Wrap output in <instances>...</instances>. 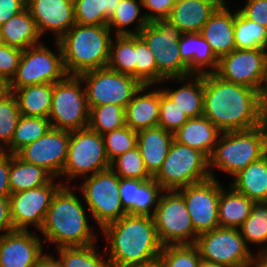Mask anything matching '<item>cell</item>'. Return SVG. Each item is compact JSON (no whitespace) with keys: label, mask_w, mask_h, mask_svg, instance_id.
Returning a JSON list of instances; mask_svg holds the SVG:
<instances>
[{"label":"cell","mask_w":267,"mask_h":267,"mask_svg":"<svg viewBox=\"0 0 267 267\" xmlns=\"http://www.w3.org/2000/svg\"><path fill=\"white\" fill-rule=\"evenodd\" d=\"M178 45L182 62L188 68V76L217 71L219 59L200 33H182ZM205 68L210 70H205Z\"/></svg>","instance_id":"603a6c76"},{"label":"cell","mask_w":267,"mask_h":267,"mask_svg":"<svg viewBox=\"0 0 267 267\" xmlns=\"http://www.w3.org/2000/svg\"><path fill=\"white\" fill-rule=\"evenodd\" d=\"M121 0H73L76 24L107 25Z\"/></svg>","instance_id":"d590c367"},{"label":"cell","mask_w":267,"mask_h":267,"mask_svg":"<svg viewBox=\"0 0 267 267\" xmlns=\"http://www.w3.org/2000/svg\"><path fill=\"white\" fill-rule=\"evenodd\" d=\"M0 41L22 51L41 43L36 22L27 7L0 27Z\"/></svg>","instance_id":"f1b7e54d"},{"label":"cell","mask_w":267,"mask_h":267,"mask_svg":"<svg viewBox=\"0 0 267 267\" xmlns=\"http://www.w3.org/2000/svg\"><path fill=\"white\" fill-rule=\"evenodd\" d=\"M166 80L177 81L181 84L184 83L176 90L169 88L162 89V87L161 90L173 100L189 118L203 116L204 74H192L180 78H166L163 83L166 82Z\"/></svg>","instance_id":"83f0119b"},{"label":"cell","mask_w":267,"mask_h":267,"mask_svg":"<svg viewBox=\"0 0 267 267\" xmlns=\"http://www.w3.org/2000/svg\"><path fill=\"white\" fill-rule=\"evenodd\" d=\"M160 257L166 267H199L201 260L199 249L195 244L163 246Z\"/></svg>","instance_id":"bcb514c9"},{"label":"cell","mask_w":267,"mask_h":267,"mask_svg":"<svg viewBox=\"0 0 267 267\" xmlns=\"http://www.w3.org/2000/svg\"><path fill=\"white\" fill-rule=\"evenodd\" d=\"M262 96L265 102L267 103V66H266V78H265L264 85H263Z\"/></svg>","instance_id":"91938a15"},{"label":"cell","mask_w":267,"mask_h":267,"mask_svg":"<svg viewBox=\"0 0 267 267\" xmlns=\"http://www.w3.org/2000/svg\"><path fill=\"white\" fill-rule=\"evenodd\" d=\"M265 155L267 156V138H266V142H265Z\"/></svg>","instance_id":"be15d7a7"},{"label":"cell","mask_w":267,"mask_h":267,"mask_svg":"<svg viewBox=\"0 0 267 267\" xmlns=\"http://www.w3.org/2000/svg\"><path fill=\"white\" fill-rule=\"evenodd\" d=\"M26 7L36 22L42 36L50 31L58 41L73 25V0H26Z\"/></svg>","instance_id":"d6986e66"},{"label":"cell","mask_w":267,"mask_h":267,"mask_svg":"<svg viewBox=\"0 0 267 267\" xmlns=\"http://www.w3.org/2000/svg\"><path fill=\"white\" fill-rule=\"evenodd\" d=\"M248 267H262V266H261L260 262L257 261L255 264L250 265V266H248Z\"/></svg>","instance_id":"6125c7cd"},{"label":"cell","mask_w":267,"mask_h":267,"mask_svg":"<svg viewBox=\"0 0 267 267\" xmlns=\"http://www.w3.org/2000/svg\"><path fill=\"white\" fill-rule=\"evenodd\" d=\"M229 8L227 1L224 0L200 31L218 59L236 49L234 14L230 12Z\"/></svg>","instance_id":"7402d4cb"},{"label":"cell","mask_w":267,"mask_h":267,"mask_svg":"<svg viewBox=\"0 0 267 267\" xmlns=\"http://www.w3.org/2000/svg\"><path fill=\"white\" fill-rule=\"evenodd\" d=\"M246 245H264L258 249L257 256L267 255V201L254 202L251 213L238 228Z\"/></svg>","instance_id":"e575fe53"},{"label":"cell","mask_w":267,"mask_h":267,"mask_svg":"<svg viewBox=\"0 0 267 267\" xmlns=\"http://www.w3.org/2000/svg\"><path fill=\"white\" fill-rule=\"evenodd\" d=\"M69 141L70 131L51 128L16 155L25 162L43 167L54 178H60L67 160Z\"/></svg>","instance_id":"ac0fdd59"},{"label":"cell","mask_w":267,"mask_h":267,"mask_svg":"<svg viewBox=\"0 0 267 267\" xmlns=\"http://www.w3.org/2000/svg\"><path fill=\"white\" fill-rule=\"evenodd\" d=\"M33 267H62V264L59 258H54L52 255L43 253Z\"/></svg>","instance_id":"11a10c76"},{"label":"cell","mask_w":267,"mask_h":267,"mask_svg":"<svg viewBox=\"0 0 267 267\" xmlns=\"http://www.w3.org/2000/svg\"><path fill=\"white\" fill-rule=\"evenodd\" d=\"M113 267H133L160 257L162 244L153 217L126 214L102 229Z\"/></svg>","instance_id":"7a4b0ae2"},{"label":"cell","mask_w":267,"mask_h":267,"mask_svg":"<svg viewBox=\"0 0 267 267\" xmlns=\"http://www.w3.org/2000/svg\"><path fill=\"white\" fill-rule=\"evenodd\" d=\"M203 116L221 132L247 130L267 120V103L258 90L204 74Z\"/></svg>","instance_id":"6da1fadb"},{"label":"cell","mask_w":267,"mask_h":267,"mask_svg":"<svg viewBox=\"0 0 267 267\" xmlns=\"http://www.w3.org/2000/svg\"><path fill=\"white\" fill-rule=\"evenodd\" d=\"M148 87L154 86L142 85L125 108L126 125L136 132L159 123L160 88L148 92Z\"/></svg>","instance_id":"cb8c5ba5"},{"label":"cell","mask_w":267,"mask_h":267,"mask_svg":"<svg viewBox=\"0 0 267 267\" xmlns=\"http://www.w3.org/2000/svg\"><path fill=\"white\" fill-rule=\"evenodd\" d=\"M54 180L55 178L34 189L10 194V214L14 230H30V226L38 230L42 228L48 208L57 190L62 185L70 186V183L66 184L65 182L56 184Z\"/></svg>","instance_id":"2e32d148"},{"label":"cell","mask_w":267,"mask_h":267,"mask_svg":"<svg viewBox=\"0 0 267 267\" xmlns=\"http://www.w3.org/2000/svg\"><path fill=\"white\" fill-rule=\"evenodd\" d=\"M195 245L202 259L225 267H248L259 259L246 245L238 228L217 227L199 234Z\"/></svg>","instance_id":"7c38bea8"},{"label":"cell","mask_w":267,"mask_h":267,"mask_svg":"<svg viewBox=\"0 0 267 267\" xmlns=\"http://www.w3.org/2000/svg\"><path fill=\"white\" fill-rule=\"evenodd\" d=\"M258 261L260 262L262 267H267V255L259 257Z\"/></svg>","instance_id":"94428289"},{"label":"cell","mask_w":267,"mask_h":267,"mask_svg":"<svg viewBox=\"0 0 267 267\" xmlns=\"http://www.w3.org/2000/svg\"><path fill=\"white\" fill-rule=\"evenodd\" d=\"M253 204V200L238 193L230 185L225 189L221 184L218 208L220 227L239 228L250 215Z\"/></svg>","instance_id":"4dcf8cb0"},{"label":"cell","mask_w":267,"mask_h":267,"mask_svg":"<svg viewBox=\"0 0 267 267\" xmlns=\"http://www.w3.org/2000/svg\"><path fill=\"white\" fill-rule=\"evenodd\" d=\"M111 33L107 25H73L58 40L68 76L107 67Z\"/></svg>","instance_id":"277c9868"},{"label":"cell","mask_w":267,"mask_h":267,"mask_svg":"<svg viewBox=\"0 0 267 267\" xmlns=\"http://www.w3.org/2000/svg\"><path fill=\"white\" fill-rule=\"evenodd\" d=\"M182 32L167 18L149 22L138 34L155 57L157 85L166 78L188 76V68L182 62L179 52V38Z\"/></svg>","instance_id":"8992f818"},{"label":"cell","mask_w":267,"mask_h":267,"mask_svg":"<svg viewBox=\"0 0 267 267\" xmlns=\"http://www.w3.org/2000/svg\"><path fill=\"white\" fill-rule=\"evenodd\" d=\"M119 187L120 177L111 168L89 175L81 183L83 200L100 230L127 214Z\"/></svg>","instance_id":"ba28073f"},{"label":"cell","mask_w":267,"mask_h":267,"mask_svg":"<svg viewBox=\"0 0 267 267\" xmlns=\"http://www.w3.org/2000/svg\"><path fill=\"white\" fill-rule=\"evenodd\" d=\"M13 94L18 101L21 115L49 117L53 97L52 83L34 84L18 88Z\"/></svg>","instance_id":"1f68e13d"},{"label":"cell","mask_w":267,"mask_h":267,"mask_svg":"<svg viewBox=\"0 0 267 267\" xmlns=\"http://www.w3.org/2000/svg\"><path fill=\"white\" fill-rule=\"evenodd\" d=\"M184 198L193 228L199 235L219 225L220 183L210 178L177 190Z\"/></svg>","instance_id":"e0dca14e"},{"label":"cell","mask_w":267,"mask_h":267,"mask_svg":"<svg viewBox=\"0 0 267 267\" xmlns=\"http://www.w3.org/2000/svg\"><path fill=\"white\" fill-rule=\"evenodd\" d=\"M114 37L110 43L107 67L136 78L135 35H114Z\"/></svg>","instance_id":"f35d334b"},{"label":"cell","mask_w":267,"mask_h":267,"mask_svg":"<svg viewBox=\"0 0 267 267\" xmlns=\"http://www.w3.org/2000/svg\"><path fill=\"white\" fill-rule=\"evenodd\" d=\"M233 13L236 49L267 50V28L247 19L239 10Z\"/></svg>","instance_id":"74e56055"},{"label":"cell","mask_w":267,"mask_h":267,"mask_svg":"<svg viewBox=\"0 0 267 267\" xmlns=\"http://www.w3.org/2000/svg\"><path fill=\"white\" fill-rule=\"evenodd\" d=\"M267 120L261 125L237 131L222 132L209 158V171L217 179L213 169L221 170L232 178L249 164L265 155Z\"/></svg>","instance_id":"5b68a950"},{"label":"cell","mask_w":267,"mask_h":267,"mask_svg":"<svg viewBox=\"0 0 267 267\" xmlns=\"http://www.w3.org/2000/svg\"><path fill=\"white\" fill-rule=\"evenodd\" d=\"M83 81L89 109L105 104L126 108L142 84L134 77L103 67L79 75Z\"/></svg>","instance_id":"4fadbf2b"},{"label":"cell","mask_w":267,"mask_h":267,"mask_svg":"<svg viewBox=\"0 0 267 267\" xmlns=\"http://www.w3.org/2000/svg\"><path fill=\"white\" fill-rule=\"evenodd\" d=\"M10 164L11 154L0 152V197H10Z\"/></svg>","instance_id":"816d5d0a"},{"label":"cell","mask_w":267,"mask_h":267,"mask_svg":"<svg viewBox=\"0 0 267 267\" xmlns=\"http://www.w3.org/2000/svg\"><path fill=\"white\" fill-rule=\"evenodd\" d=\"M56 45L58 49L56 52L42 42L23 50L16 74L10 81L12 93L18 88L34 84H54L68 76L58 41Z\"/></svg>","instance_id":"8fae6325"},{"label":"cell","mask_w":267,"mask_h":267,"mask_svg":"<svg viewBox=\"0 0 267 267\" xmlns=\"http://www.w3.org/2000/svg\"><path fill=\"white\" fill-rule=\"evenodd\" d=\"M231 187L254 202L267 201V156L252 162L233 177Z\"/></svg>","instance_id":"f546056e"},{"label":"cell","mask_w":267,"mask_h":267,"mask_svg":"<svg viewBox=\"0 0 267 267\" xmlns=\"http://www.w3.org/2000/svg\"><path fill=\"white\" fill-rule=\"evenodd\" d=\"M173 140V133L159 126L137 132V147L152 177L160 170Z\"/></svg>","instance_id":"484cf974"},{"label":"cell","mask_w":267,"mask_h":267,"mask_svg":"<svg viewBox=\"0 0 267 267\" xmlns=\"http://www.w3.org/2000/svg\"><path fill=\"white\" fill-rule=\"evenodd\" d=\"M53 178L43 167L25 162L16 154H11L9 173L11 194L43 186Z\"/></svg>","instance_id":"d6a6232c"},{"label":"cell","mask_w":267,"mask_h":267,"mask_svg":"<svg viewBox=\"0 0 267 267\" xmlns=\"http://www.w3.org/2000/svg\"><path fill=\"white\" fill-rule=\"evenodd\" d=\"M224 0H176L169 17L182 33H200Z\"/></svg>","instance_id":"d4e9b609"},{"label":"cell","mask_w":267,"mask_h":267,"mask_svg":"<svg viewBox=\"0 0 267 267\" xmlns=\"http://www.w3.org/2000/svg\"><path fill=\"white\" fill-rule=\"evenodd\" d=\"M110 168L120 178H132L140 180H148L153 178L145 167L138 147H135L134 149L116 157L111 162Z\"/></svg>","instance_id":"b9f144b4"},{"label":"cell","mask_w":267,"mask_h":267,"mask_svg":"<svg viewBox=\"0 0 267 267\" xmlns=\"http://www.w3.org/2000/svg\"><path fill=\"white\" fill-rule=\"evenodd\" d=\"M10 93V82L6 78L0 76V101H2Z\"/></svg>","instance_id":"9f6ffc18"},{"label":"cell","mask_w":267,"mask_h":267,"mask_svg":"<svg viewBox=\"0 0 267 267\" xmlns=\"http://www.w3.org/2000/svg\"><path fill=\"white\" fill-rule=\"evenodd\" d=\"M199 267H225V266L220 265L219 263L208 261V260L201 258L199 262Z\"/></svg>","instance_id":"680465c9"},{"label":"cell","mask_w":267,"mask_h":267,"mask_svg":"<svg viewBox=\"0 0 267 267\" xmlns=\"http://www.w3.org/2000/svg\"><path fill=\"white\" fill-rule=\"evenodd\" d=\"M102 135L84 128L70 131L68 155L61 178L68 180L88 177L110 168ZM64 176V177H62Z\"/></svg>","instance_id":"5bb4252c"},{"label":"cell","mask_w":267,"mask_h":267,"mask_svg":"<svg viewBox=\"0 0 267 267\" xmlns=\"http://www.w3.org/2000/svg\"><path fill=\"white\" fill-rule=\"evenodd\" d=\"M142 7L141 0H121L114 14L108 20L107 26L111 31L115 29L114 35H138L149 23L145 14L141 13ZM134 22L136 27L128 30L127 27Z\"/></svg>","instance_id":"836d02e7"},{"label":"cell","mask_w":267,"mask_h":267,"mask_svg":"<svg viewBox=\"0 0 267 267\" xmlns=\"http://www.w3.org/2000/svg\"><path fill=\"white\" fill-rule=\"evenodd\" d=\"M43 239L30 230H14L0 237V267H33L43 254Z\"/></svg>","instance_id":"ffe728a7"},{"label":"cell","mask_w":267,"mask_h":267,"mask_svg":"<svg viewBox=\"0 0 267 267\" xmlns=\"http://www.w3.org/2000/svg\"><path fill=\"white\" fill-rule=\"evenodd\" d=\"M162 246L195 244V232L183 196L177 190H164L153 215Z\"/></svg>","instance_id":"30bf717a"},{"label":"cell","mask_w":267,"mask_h":267,"mask_svg":"<svg viewBox=\"0 0 267 267\" xmlns=\"http://www.w3.org/2000/svg\"><path fill=\"white\" fill-rule=\"evenodd\" d=\"M189 117L160 88V108L158 126L175 133Z\"/></svg>","instance_id":"7dc6e473"},{"label":"cell","mask_w":267,"mask_h":267,"mask_svg":"<svg viewBox=\"0 0 267 267\" xmlns=\"http://www.w3.org/2000/svg\"><path fill=\"white\" fill-rule=\"evenodd\" d=\"M133 267H166L164 260L161 257L153 259L148 262H144L143 264L136 265Z\"/></svg>","instance_id":"6f0895ef"},{"label":"cell","mask_w":267,"mask_h":267,"mask_svg":"<svg viewBox=\"0 0 267 267\" xmlns=\"http://www.w3.org/2000/svg\"><path fill=\"white\" fill-rule=\"evenodd\" d=\"M209 158L201 151L173 140L153 179L163 190H178L210 179Z\"/></svg>","instance_id":"52a82bcc"},{"label":"cell","mask_w":267,"mask_h":267,"mask_svg":"<svg viewBox=\"0 0 267 267\" xmlns=\"http://www.w3.org/2000/svg\"><path fill=\"white\" fill-rule=\"evenodd\" d=\"M175 2L176 0H141L143 8L147 10L143 13L149 22L168 18Z\"/></svg>","instance_id":"681fc988"},{"label":"cell","mask_w":267,"mask_h":267,"mask_svg":"<svg viewBox=\"0 0 267 267\" xmlns=\"http://www.w3.org/2000/svg\"><path fill=\"white\" fill-rule=\"evenodd\" d=\"M23 51L0 43V76L9 82L15 76Z\"/></svg>","instance_id":"c3c4849f"},{"label":"cell","mask_w":267,"mask_h":267,"mask_svg":"<svg viewBox=\"0 0 267 267\" xmlns=\"http://www.w3.org/2000/svg\"><path fill=\"white\" fill-rule=\"evenodd\" d=\"M52 128L46 117L21 115L14 131L10 145L3 151L7 154H16L20 149L42 137Z\"/></svg>","instance_id":"8d00e7d4"},{"label":"cell","mask_w":267,"mask_h":267,"mask_svg":"<svg viewBox=\"0 0 267 267\" xmlns=\"http://www.w3.org/2000/svg\"><path fill=\"white\" fill-rule=\"evenodd\" d=\"M20 117L18 101L11 92L0 101V152L10 145Z\"/></svg>","instance_id":"7bdbcfd3"},{"label":"cell","mask_w":267,"mask_h":267,"mask_svg":"<svg viewBox=\"0 0 267 267\" xmlns=\"http://www.w3.org/2000/svg\"><path fill=\"white\" fill-rule=\"evenodd\" d=\"M126 125L125 108L105 104L90 108L88 128L103 135Z\"/></svg>","instance_id":"60d3db41"},{"label":"cell","mask_w":267,"mask_h":267,"mask_svg":"<svg viewBox=\"0 0 267 267\" xmlns=\"http://www.w3.org/2000/svg\"><path fill=\"white\" fill-rule=\"evenodd\" d=\"M94 244L88 246L57 248L62 267H113L111 261L101 256Z\"/></svg>","instance_id":"ab89813d"},{"label":"cell","mask_w":267,"mask_h":267,"mask_svg":"<svg viewBox=\"0 0 267 267\" xmlns=\"http://www.w3.org/2000/svg\"><path fill=\"white\" fill-rule=\"evenodd\" d=\"M110 163L123 153L137 147V132L127 125L102 135Z\"/></svg>","instance_id":"f6af8a7d"},{"label":"cell","mask_w":267,"mask_h":267,"mask_svg":"<svg viewBox=\"0 0 267 267\" xmlns=\"http://www.w3.org/2000/svg\"><path fill=\"white\" fill-rule=\"evenodd\" d=\"M79 76H67L53 84L52 106L48 119L52 128L75 131L88 127L89 106Z\"/></svg>","instance_id":"9c48e42d"},{"label":"cell","mask_w":267,"mask_h":267,"mask_svg":"<svg viewBox=\"0 0 267 267\" xmlns=\"http://www.w3.org/2000/svg\"><path fill=\"white\" fill-rule=\"evenodd\" d=\"M136 79L142 85L157 84V66L154 54L146 43L135 35Z\"/></svg>","instance_id":"ee69618b"},{"label":"cell","mask_w":267,"mask_h":267,"mask_svg":"<svg viewBox=\"0 0 267 267\" xmlns=\"http://www.w3.org/2000/svg\"><path fill=\"white\" fill-rule=\"evenodd\" d=\"M221 133L209 119L201 116L189 118L173 137L176 142L197 149L210 158Z\"/></svg>","instance_id":"4316f807"},{"label":"cell","mask_w":267,"mask_h":267,"mask_svg":"<svg viewBox=\"0 0 267 267\" xmlns=\"http://www.w3.org/2000/svg\"><path fill=\"white\" fill-rule=\"evenodd\" d=\"M238 10L247 19L267 28V0H247L244 7Z\"/></svg>","instance_id":"f907efd6"},{"label":"cell","mask_w":267,"mask_h":267,"mask_svg":"<svg viewBox=\"0 0 267 267\" xmlns=\"http://www.w3.org/2000/svg\"><path fill=\"white\" fill-rule=\"evenodd\" d=\"M267 50L235 49L219 59L215 74L221 79L262 93L266 78Z\"/></svg>","instance_id":"9a60e30c"},{"label":"cell","mask_w":267,"mask_h":267,"mask_svg":"<svg viewBox=\"0 0 267 267\" xmlns=\"http://www.w3.org/2000/svg\"><path fill=\"white\" fill-rule=\"evenodd\" d=\"M26 8V0H0V27Z\"/></svg>","instance_id":"f5cc1de1"},{"label":"cell","mask_w":267,"mask_h":267,"mask_svg":"<svg viewBox=\"0 0 267 267\" xmlns=\"http://www.w3.org/2000/svg\"><path fill=\"white\" fill-rule=\"evenodd\" d=\"M69 185H62L55 193L40 232L56 248L88 246L96 243L83 199L76 196Z\"/></svg>","instance_id":"3957f363"},{"label":"cell","mask_w":267,"mask_h":267,"mask_svg":"<svg viewBox=\"0 0 267 267\" xmlns=\"http://www.w3.org/2000/svg\"><path fill=\"white\" fill-rule=\"evenodd\" d=\"M11 231H14V227L11 220L9 197H0V237Z\"/></svg>","instance_id":"db71d44e"},{"label":"cell","mask_w":267,"mask_h":267,"mask_svg":"<svg viewBox=\"0 0 267 267\" xmlns=\"http://www.w3.org/2000/svg\"><path fill=\"white\" fill-rule=\"evenodd\" d=\"M163 191L153 178H120L119 193L127 214L153 217Z\"/></svg>","instance_id":"44dd1931"}]
</instances>
